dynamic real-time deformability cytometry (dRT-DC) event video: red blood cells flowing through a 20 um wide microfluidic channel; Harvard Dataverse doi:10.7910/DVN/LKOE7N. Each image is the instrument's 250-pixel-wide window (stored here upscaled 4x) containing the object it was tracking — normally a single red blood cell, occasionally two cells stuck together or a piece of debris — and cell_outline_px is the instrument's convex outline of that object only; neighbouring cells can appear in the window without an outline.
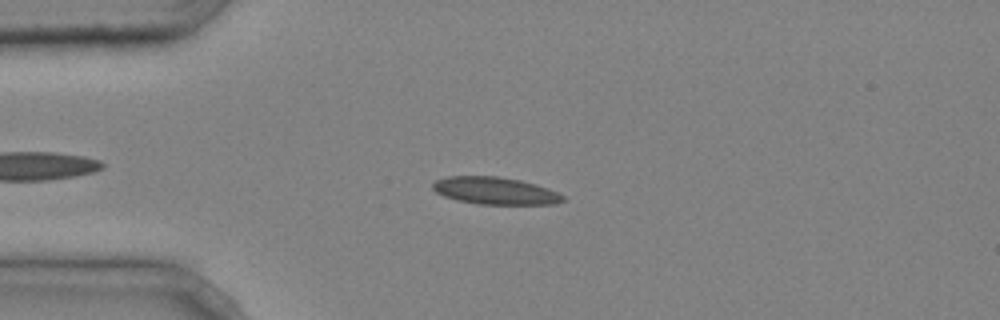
{"species": "common noctule bat (a hibernating species)", "species_latin": "Nyctalus noctula", "temperature_condition": "cold", "stored_images_in_passage": 4, "camera_frame_rate_fps": 3000, "um_per_image_px": 0.085, "animal": {"sex": "male", "body_mass_g": 20.4}, "frame": {"image": 1, "passage_image": 4, "time_ms": 1.0, "image_size_px": [1000, 320], "cell_outline_px": [[568, 200], [556, 204], [480, 204], [460, 200], [444, 196], [436, 192], [432, 188], [432, 184], [436, 180], [448, 176], [496, 176], [520, 180], [536, 184], [548, 188], [564, 196]], "centroid_in_image_um": [42.12, 16.21], "position_along_channel_um": 42.9, "area_um2": 20.63}}